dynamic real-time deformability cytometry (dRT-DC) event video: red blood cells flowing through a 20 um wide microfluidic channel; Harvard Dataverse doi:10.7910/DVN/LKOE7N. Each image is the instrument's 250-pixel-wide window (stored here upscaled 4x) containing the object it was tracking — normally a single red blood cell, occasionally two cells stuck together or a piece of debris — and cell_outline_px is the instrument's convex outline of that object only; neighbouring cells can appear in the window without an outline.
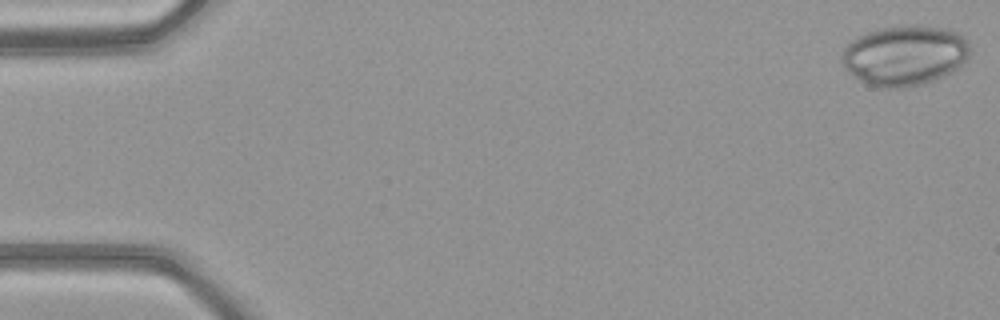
{"species": "common noctule bat (a hibernating species)", "species_latin": "Nyctalus noctula", "temperature_condition": "warm", "stored_images_in_passage": 49, "camera_frame_rate_fps": 3000, "um_per_image_px": 0.085, "animal": {"sex": "female", "body_mass_g": 21.9}, "frame": {"image": 1, "passage_image": 1, "time_ms": 0.0, "image_size_px": [1000, 320], "cell_outline_px": [[968, 60], [956, 68], [924, 84], [900, 88], [876, 88], [860, 80], [848, 72], [844, 68], [840, 56], [844, 48], [852, 40], [868, 32], [880, 28], [900, 24], [916, 24], [948, 28], [964, 36], [968, 40]], "centroid_in_image_um": [76.88, 4.69], "position_along_channel_um": 8.1, "area_um2": 45.26}}
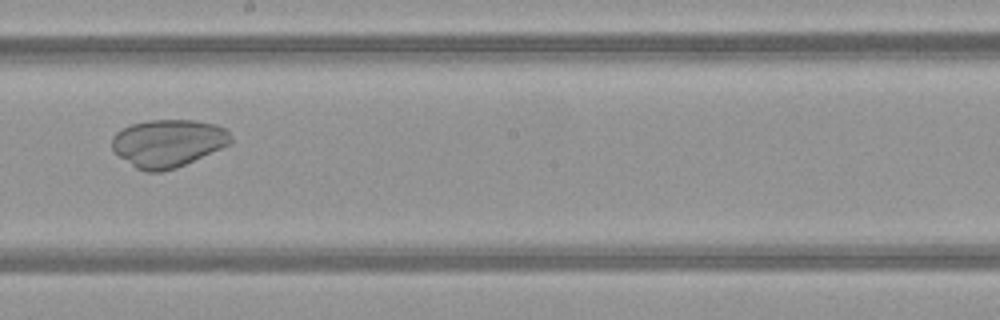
{"frame": {"image": 2, "passage_image": 28, "time_ms": 9.0, "image_size_px": [1000, 320], "cell_outline_px": [[232, 144], [176, 168], [160, 172], [144, 172], [136, 168], [112, 152], [112, 136], [116, 132], [132, 124], [148, 120], [196, 120], [216, 124], [228, 128], [232, 136]], "centroid_in_image_um": [14.31, 12.17], "position_along_channel_um": 233.9, "area_um2": 33.47}}